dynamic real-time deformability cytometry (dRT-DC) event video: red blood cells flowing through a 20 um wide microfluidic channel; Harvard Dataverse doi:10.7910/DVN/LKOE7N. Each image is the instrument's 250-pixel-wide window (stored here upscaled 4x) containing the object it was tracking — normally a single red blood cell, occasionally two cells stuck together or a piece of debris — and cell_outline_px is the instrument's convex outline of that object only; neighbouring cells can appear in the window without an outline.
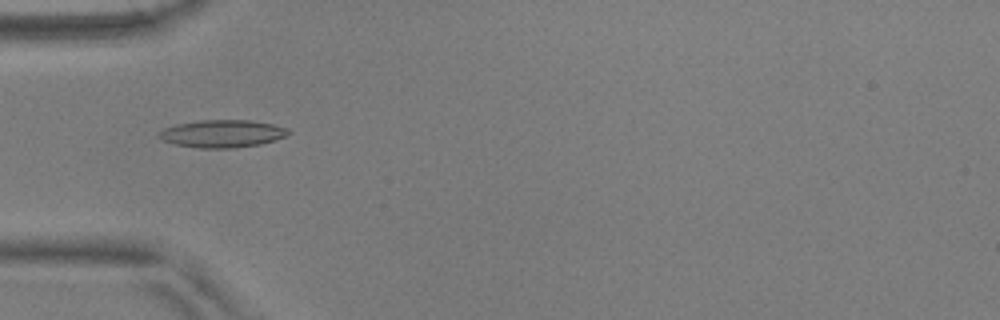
{"species": "common noctule bat (a hibernating species)", "species_latin": "Nyctalus noctula", "temperature_condition": "warm", "stored_images_in_passage": 49, "camera_frame_rate_fps": 3000, "um_per_image_px": 0.085, "animal": {"sex": "male", "body_mass_g": 17.9, "forearm_length_mm": 54.2}, "frame": {"image": 1, "passage_image": 12, "time_ms": 3.667, "image_size_px": [1000, 320], "cell_outline_px": [[292, 132], [288, 136], [260, 144], [232, 148], [200, 148], [176, 144], [164, 140], [156, 136], [164, 128], [176, 124], [200, 120], [252, 120], [272, 124], [288, 128]], "centroid_in_image_um": [18.93, 11.35], "position_along_channel_um": 66.1, "area_um2": 20.81}}
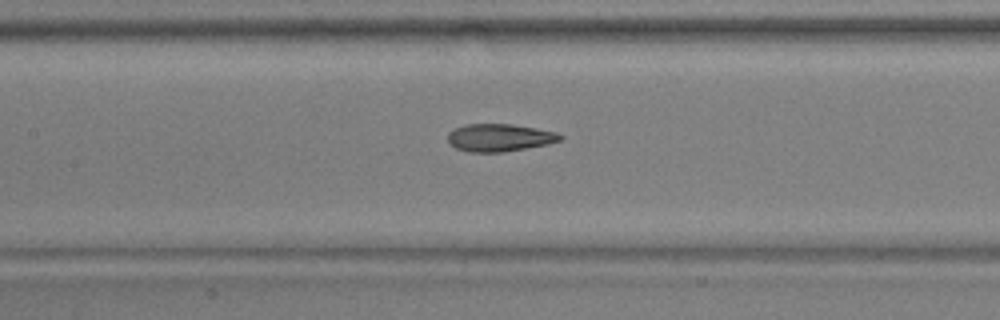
{"frame": {"image": 2, "passage_image": 20, "time_ms": 6.333, "image_size_px": [1000, 320], "cell_outline_px": [[564, 136], [560, 140], [548, 144], [504, 152], [468, 152], [456, 148], [448, 140], [448, 132], [464, 124], [512, 124], [536, 128], [556, 132]], "centroid_in_image_um": [42.46, 11.7], "position_along_channel_um": 164.9, "area_um2": 18.03}}
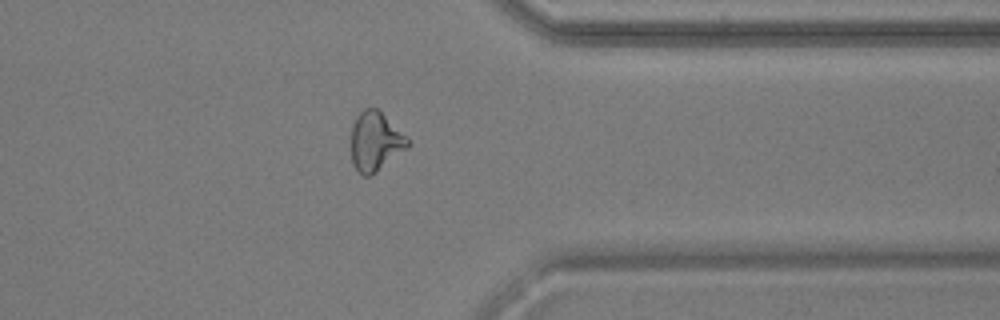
{"frame": {"image": 3, "passage_image": 38, "time_ms": 12.333, "image_size_px": [1000, 320], "cell_outline_px": [[412, 144], [408, 148], [372, 176], [364, 176], [352, 164], [352, 124], [356, 116], [364, 108], [376, 108]], "centroid_in_image_um": [31.89, 12.06], "position_along_channel_um": 379.5, "area_um2": 19.19}, "authors_computed_cell_mechanics": {"area_um2": 18.5538, "velocity_mm_per_s": 3.6962, "shape_relaxation_time_tau1_ms": 6.4354, "shape_relaxation_time_tau2_ms": 1.8864, "deformation_change_tau1": 0.2183, "deformation_change_tau2": 0.1022}}